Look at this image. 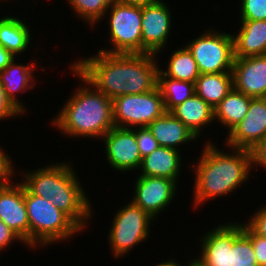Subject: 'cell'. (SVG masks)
I'll use <instances>...</instances> for the list:
<instances>
[{"mask_svg": "<svg viewBox=\"0 0 266 266\" xmlns=\"http://www.w3.org/2000/svg\"><path fill=\"white\" fill-rule=\"evenodd\" d=\"M160 62L157 55L150 53L96 51V54L75 58L69 63L113 100L115 97L143 94L156 89Z\"/></svg>", "mask_w": 266, "mask_h": 266, "instance_id": "obj_1", "label": "cell"}, {"mask_svg": "<svg viewBox=\"0 0 266 266\" xmlns=\"http://www.w3.org/2000/svg\"><path fill=\"white\" fill-rule=\"evenodd\" d=\"M213 141L212 137L207 139L197 161L191 162L195 177L191 199L193 210L204 208L207 201L236 194L239 188L245 187L253 173L251 151L226 145L219 148L217 141Z\"/></svg>", "mask_w": 266, "mask_h": 266, "instance_id": "obj_2", "label": "cell"}, {"mask_svg": "<svg viewBox=\"0 0 266 266\" xmlns=\"http://www.w3.org/2000/svg\"><path fill=\"white\" fill-rule=\"evenodd\" d=\"M18 176L24 187L33 195L50 200L64 212L82 231L88 230L94 219L91 198L80 183V177L71 160L50 162L37 169H18ZM21 173V174H20ZM92 203V204H91ZM88 226V227H87ZM87 227V228H86Z\"/></svg>", "mask_w": 266, "mask_h": 266, "instance_id": "obj_3", "label": "cell"}, {"mask_svg": "<svg viewBox=\"0 0 266 266\" xmlns=\"http://www.w3.org/2000/svg\"><path fill=\"white\" fill-rule=\"evenodd\" d=\"M68 67L70 74L81 83L50 120L51 126L67 139L96 138L100 142L114 127L112 99L100 92L71 63Z\"/></svg>", "mask_w": 266, "mask_h": 266, "instance_id": "obj_4", "label": "cell"}, {"mask_svg": "<svg viewBox=\"0 0 266 266\" xmlns=\"http://www.w3.org/2000/svg\"><path fill=\"white\" fill-rule=\"evenodd\" d=\"M24 202L26 205L30 226L31 251L46 249L51 245L70 241L73 236L81 235L83 231L50 200L31 194L24 187ZM55 243V244H54Z\"/></svg>", "mask_w": 266, "mask_h": 266, "instance_id": "obj_5", "label": "cell"}, {"mask_svg": "<svg viewBox=\"0 0 266 266\" xmlns=\"http://www.w3.org/2000/svg\"><path fill=\"white\" fill-rule=\"evenodd\" d=\"M124 202V206L117 208L106 236L108 248L112 257L116 260L125 258L138 244H145L151 239V228L156 222L141 207L135 205L131 200ZM149 238V239H148Z\"/></svg>", "mask_w": 266, "mask_h": 266, "instance_id": "obj_6", "label": "cell"}, {"mask_svg": "<svg viewBox=\"0 0 266 266\" xmlns=\"http://www.w3.org/2000/svg\"><path fill=\"white\" fill-rule=\"evenodd\" d=\"M107 20L108 48L98 51L104 53H142V7L124 3L110 6L103 20Z\"/></svg>", "mask_w": 266, "mask_h": 266, "instance_id": "obj_7", "label": "cell"}, {"mask_svg": "<svg viewBox=\"0 0 266 266\" xmlns=\"http://www.w3.org/2000/svg\"><path fill=\"white\" fill-rule=\"evenodd\" d=\"M199 34L184 45L192 53L200 74L232 72L235 59L232 32L212 26Z\"/></svg>", "mask_w": 266, "mask_h": 266, "instance_id": "obj_8", "label": "cell"}, {"mask_svg": "<svg viewBox=\"0 0 266 266\" xmlns=\"http://www.w3.org/2000/svg\"><path fill=\"white\" fill-rule=\"evenodd\" d=\"M114 126L122 128L147 127L166 110L159 88L143 94H130L112 100Z\"/></svg>", "mask_w": 266, "mask_h": 266, "instance_id": "obj_9", "label": "cell"}, {"mask_svg": "<svg viewBox=\"0 0 266 266\" xmlns=\"http://www.w3.org/2000/svg\"><path fill=\"white\" fill-rule=\"evenodd\" d=\"M136 180H134V189L132 191L133 196L129 199L137 206L141 207L145 212H147L156 221L165 212L176 196L179 193L178 184L174 180L163 178V177H153V176H142L135 175ZM160 213V214H159Z\"/></svg>", "mask_w": 266, "mask_h": 266, "instance_id": "obj_10", "label": "cell"}, {"mask_svg": "<svg viewBox=\"0 0 266 266\" xmlns=\"http://www.w3.org/2000/svg\"><path fill=\"white\" fill-rule=\"evenodd\" d=\"M170 9L172 8L166 0L142 7V53L155 54L159 58V55H163L167 50L168 42L171 41L168 38L173 30L172 24L175 22L172 21L174 18Z\"/></svg>", "mask_w": 266, "mask_h": 266, "instance_id": "obj_11", "label": "cell"}, {"mask_svg": "<svg viewBox=\"0 0 266 266\" xmlns=\"http://www.w3.org/2000/svg\"><path fill=\"white\" fill-rule=\"evenodd\" d=\"M106 165L121 174L133 173L140 168L142 157L138 148L136 132L131 128L114 126L102 138Z\"/></svg>", "mask_w": 266, "mask_h": 266, "instance_id": "obj_12", "label": "cell"}, {"mask_svg": "<svg viewBox=\"0 0 266 266\" xmlns=\"http://www.w3.org/2000/svg\"><path fill=\"white\" fill-rule=\"evenodd\" d=\"M223 223L214 225L198 237L197 242L200 244H197L200 245V249L196 257L207 266H231L233 241L243 231V221Z\"/></svg>", "mask_w": 266, "mask_h": 266, "instance_id": "obj_13", "label": "cell"}, {"mask_svg": "<svg viewBox=\"0 0 266 266\" xmlns=\"http://www.w3.org/2000/svg\"><path fill=\"white\" fill-rule=\"evenodd\" d=\"M41 61H37V58L34 60L33 57V59L28 61L29 63L22 64L19 57H15L4 70L0 71V84L3 86L7 98L25 117L28 114V106L26 107L27 104L23 103V99L21 100L20 96L30 90L34 91V88H36L37 79L39 78L36 77L34 72L40 69L44 72L45 69V67L40 65Z\"/></svg>", "mask_w": 266, "mask_h": 266, "instance_id": "obj_14", "label": "cell"}, {"mask_svg": "<svg viewBox=\"0 0 266 266\" xmlns=\"http://www.w3.org/2000/svg\"><path fill=\"white\" fill-rule=\"evenodd\" d=\"M226 135L223 146L250 151L266 135V99L251 98L247 114Z\"/></svg>", "mask_w": 266, "mask_h": 266, "instance_id": "obj_15", "label": "cell"}, {"mask_svg": "<svg viewBox=\"0 0 266 266\" xmlns=\"http://www.w3.org/2000/svg\"><path fill=\"white\" fill-rule=\"evenodd\" d=\"M16 180L0 187V219L30 249V226L24 202V185L18 182V177Z\"/></svg>", "mask_w": 266, "mask_h": 266, "instance_id": "obj_16", "label": "cell"}, {"mask_svg": "<svg viewBox=\"0 0 266 266\" xmlns=\"http://www.w3.org/2000/svg\"><path fill=\"white\" fill-rule=\"evenodd\" d=\"M232 74L236 91L251 98H265L266 55L235 58Z\"/></svg>", "mask_w": 266, "mask_h": 266, "instance_id": "obj_17", "label": "cell"}, {"mask_svg": "<svg viewBox=\"0 0 266 266\" xmlns=\"http://www.w3.org/2000/svg\"><path fill=\"white\" fill-rule=\"evenodd\" d=\"M147 128L159 146L162 147L180 151L182 146L189 145L190 142L194 144V142L201 141L183 122L174 117L170 112H165L162 116L151 122Z\"/></svg>", "mask_w": 266, "mask_h": 266, "instance_id": "obj_18", "label": "cell"}, {"mask_svg": "<svg viewBox=\"0 0 266 266\" xmlns=\"http://www.w3.org/2000/svg\"><path fill=\"white\" fill-rule=\"evenodd\" d=\"M159 146L151 154L142 158L139 174L142 176L163 177L178 183L184 166L183 152ZM180 175V176H179Z\"/></svg>", "mask_w": 266, "mask_h": 266, "instance_id": "obj_19", "label": "cell"}, {"mask_svg": "<svg viewBox=\"0 0 266 266\" xmlns=\"http://www.w3.org/2000/svg\"><path fill=\"white\" fill-rule=\"evenodd\" d=\"M11 14L0 16V45L14 57L20 58L23 57V53L25 54L26 51L31 50L34 37H32L30 23L22 16L21 19L19 15Z\"/></svg>", "mask_w": 266, "mask_h": 266, "instance_id": "obj_20", "label": "cell"}, {"mask_svg": "<svg viewBox=\"0 0 266 266\" xmlns=\"http://www.w3.org/2000/svg\"><path fill=\"white\" fill-rule=\"evenodd\" d=\"M239 27L232 33L234 57L266 55V20H239Z\"/></svg>", "mask_w": 266, "mask_h": 266, "instance_id": "obj_21", "label": "cell"}, {"mask_svg": "<svg viewBox=\"0 0 266 266\" xmlns=\"http://www.w3.org/2000/svg\"><path fill=\"white\" fill-rule=\"evenodd\" d=\"M170 113L183 122L198 139L202 136L204 138L206 127L209 128L214 123L213 108L196 94L173 108Z\"/></svg>", "mask_w": 266, "mask_h": 266, "instance_id": "obj_22", "label": "cell"}, {"mask_svg": "<svg viewBox=\"0 0 266 266\" xmlns=\"http://www.w3.org/2000/svg\"><path fill=\"white\" fill-rule=\"evenodd\" d=\"M250 103L251 97L233 88L213 109L214 122H219L220 127L223 126L222 129L226 130L223 133L228 134L247 114Z\"/></svg>", "mask_w": 266, "mask_h": 266, "instance_id": "obj_23", "label": "cell"}, {"mask_svg": "<svg viewBox=\"0 0 266 266\" xmlns=\"http://www.w3.org/2000/svg\"><path fill=\"white\" fill-rule=\"evenodd\" d=\"M233 88L232 72L200 74L195 82V94L213 109Z\"/></svg>", "mask_w": 266, "mask_h": 266, "instance_id": "obj_24", "label": "cell"}, {"mask_svg": "<svg viewBox=\"0 0 266 266\" xmlns=\"http://www.w3.org/2000/svg\"><path fill=\"white\" fill-rule=\"evenodd\" d=\"M182 45L177 46L178 48L172 51L170 57H167V63H163L166 68L160 65L162 68H159V70L166 77L195 83L200 76L197 63L189 49L184 44Z\"/></svg>", "mask_w": 266, "mask_h": 266, "instance_id": "obj_25", "label": "cell"}, {"mask_svg": "<svg viewBox=\"0 0 266 266\" xmlns=\"http://www.w3.org/2000/svg\"><path fill=\"white\" fill-rule=\"evenodd\" d=\"M157 87L163 97L166 112H170L195 94V83L166 77L160 70Z\"/></svg>", "mask_w": 266, "mask_h": 266, "instance_id": "obj_26", "label": "cell"}, {"mask_svg": "<svg viewBox=\"0 0 266 266\" xmlns=\"http://www.w3.org/2000/svg\"><path fill=\"white\" fill-rule=\"evenodd\" d=\"M74 16L84 21L89 28L103 22L108 6L103 0H65Z\"/></svg>", "mask_w": 266, "mask_h": 266, "instance_id": "obj_27", "label": "cell"}, {"mask_svg": "<svg viewBox=\"0 0 266 266\" xmlns=\"http://www.w3.org/2000/svg\"><path fill=\"white\" fill-rule=\"evenodd\" d=\"M231 266H259L251 240L243 231L233 241Z\"/></svg>", "mask_w": 266, "mask_h": 266, "instance_id": "obj_28", "label": "cell"}, {"mask_svg": "<svg viewBox=\"0 0 266 266\" xmlns=\"http://www.w3.org/2000/svg\"><path fill=\"white\" fill-rule=\"evenodd\" d=\"M238 3V20H266V0H240Z\"/></svg>", "mask_w": 266, "mask_h": 266, "instance_id": "obj_29", "label": "cell"}, {"mask_svg": "<svg viewBox=\"0 0 266 266\" xmlns=\"http://www.w3.org/2000/svg\"><path fill=\"white\" fill-rule=\"evenodd\" d=\"M3 146L0 145V187H4L12 183L17 177V167L14 165L13 158L8 155ZM16 175V176H14ZM14 177V178H13Z\"/></svg>", "mask_w": 266, "mask_h": 266, "instance_id": "obj_30", "label": "cell"}, {"mask_svg": "<svg viewBox=\"0 0 266 266\" xmlns=\"http://www.w3.org/2000/svg\"><path fill=\"white\" fill-rule=\"evenodd\" d=\"M243 232L251 240L257 264L266 266V238L256 234L245 222H243Z\"/></svg>", "mask_w": 266, "mask_h": 266, "instance_id": "obj_31", "label": "cell"}, {"mask_svg": "<svg viewBox=\"0 0 266 266\" xmlns=\"http://www.w3.org/2000/svg\"><path fill=\"white\" fill-rule=\"evenodd\" d=\"M133 129L136 132L138 148L142 158L151 154L155 149L159 147L158 142L147 127Z\"/></svg>", "mask_w": 266, "mask_h": 266, "instance_id": "obj_32", "label": "cell"}, {"mask_svg": "<svg viewBox=\"0 0 266 266\" xmlns=\"http://www.w3.org/2000/svg\"><path fill=\"white\" fill-rule=\"evenodd\" d=\"M265 204V205H264ZM255 209L245 223L258 235L266 238V203ZM257 210V211H256ZM256 211V212H255Z\"/></svg>", "mask_w": 266, "mask_h": 266, "instance_id": "obj_33", "label": "cell"}, {"mask_svg": "<svg viewBox=\"0 0 266 266\" xmlns=\"http://www.w3.org/2000/svg\"><path fill=\"white\" fill-rule=\"evenodd\" d=\"M25 115L17 109L7 98L3 86L0 84V121L23 118Z\"/></svg>", "mask_w": 266, "mask_h": 266, "instance_id": "obj_34", "label": "cell"}, {"mask_svg": "<svg viewBox=\"0 0 266 266\" xmlns=\"http://www.w3.org/2000/svg\"><path fill=\"white\" fill-rule=\"evenodd\" d=\"M250 151L253 172L259 166L266 170V135Z\"/></svg>", "mask_w": 266, "mask_h": 266, "instance_id": "obj_35", "label": "cell"}, {"mask_svg": "<svg viewBox=\"0 0 266 266\" xmlns=\"http://www.w3.org/2000/svg\"><path fill=\"white\" fill-rule=\"evenodd\" d=\"M18 241L23 244L24 247H27L23 240L0 219V249L5 251L9 249L11 245L14 246V243L17 242L18 244Z\"/></svg>", "mask_w": 266, "mask_h": 266, "instance_id": "obj_36", "label": "cell"}, {"mask_svg": "<svg viewBox=\"0 0 266 266\" xmlns=\"http://www.w3.org/2000/svg\"><path fill=\"white\" fill-rule=\"evenodd\" d=\"M14 56L0 45V71L4 70L13 60Z\"/></svg>", "mask_w": 266, "mask_h": 266, "instance_id": "obj_37", "label": "cell"}, {"mask_svg": "<svg viewBox=\"0 0 266 266\" xmlns=\"http://www.w3.org/2000/svg\"><path fill=\"white\" fill-rule=\"evenodd\" d=\"M160 0H120L121 3L133 5V6H146L155 2H158Z\"/></svg>", "mask_w": 266, "mask_h": 266, "instance_id": "obj_38", "label": "cell"}, {"mask_svg": "<svg viewBox=\"0 0 266 266\" xmlns=\"http://www.w3.org/2000/svg\"><path fill=\"white\" fill-rule=\"evenodd\" d=\"M168 260H162L159 263H156L154 266H181V263L176 260V257H169Z\"/></svg>", "mask_w": 266, "mask_h": 266, "instance_id": "obj_39", "label": "cell"}, {"mask_svg": "<svg viewBox=\"0 0 266 266\" xmlns=\"http://www.w3.org/2000/svg\"><path fill=\"white\" fill-rule=\"evenodd\" d=\"M190 259V260H189ZM188 260H186L187 262H184L185 264L182 265L183 262H181V266H207L205 265L200 259H198L196 256L195 258H189Z\"/></svg>", "mask_w": 266, "mask_h": 266, "instance_id": "obj_40", "label": "cell"}, {"mask_svg": "<svg viewBox=\"0 0 266 266\" xmlns=\"http://www.w3.org/2000/svg\"><path fill=\"white\" fill-rule=\"evenodd\" d=\"M103 2L108 6H113L116 3H120V0H103Z\"/></svg>", "mask_w": 266, "mask_h": 266, "instance_id": "obj_41", "label": "cell"}, {"mask_svg": "<svg viewBox=\"0 0 266 266\" xmlns=\"http://www.w3.org/2000/svg\"><path fill=\"white\" fill-rule=\"evenodd\" d=\"M7 0H0V3H6ZM11 1V0H10ZM36 1V0H35ZM9 2V0L7 1V3Z\"/></svg>", "mask_w": 266, "mask_h": 266, "instance_id": "obj_42", "label": "cell"}]
</instances>
